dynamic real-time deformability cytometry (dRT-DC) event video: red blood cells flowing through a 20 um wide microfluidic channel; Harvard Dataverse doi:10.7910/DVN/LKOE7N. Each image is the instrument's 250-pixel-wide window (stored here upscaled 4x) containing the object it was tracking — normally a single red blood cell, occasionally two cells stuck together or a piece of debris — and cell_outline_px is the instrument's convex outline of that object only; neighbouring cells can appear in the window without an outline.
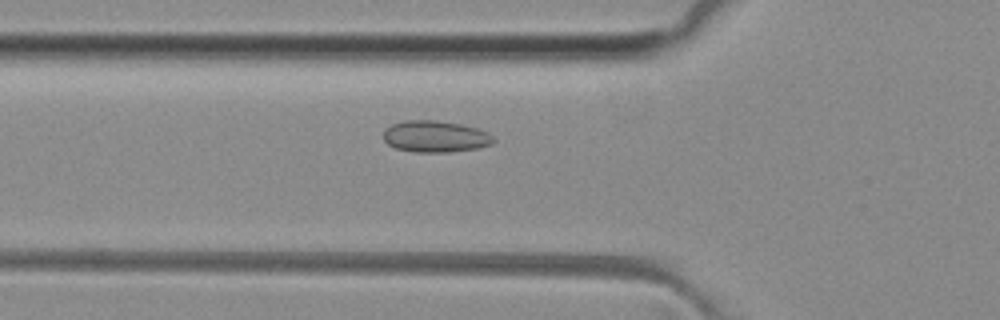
{"species": "common noctule bat (a hibernating species)", "species_latin": "Nyctalus noctula", "temperature_condition": "room temperature", "stored_images_in_passage": 43, "camera_frame_rate_fps": 3000, "um_per_image_px": 0.085, "animal": {"sex": "female", "body_mass_g": 29.2, "forearm_length_mm": 56.3}, "frame": {"image": 1, "passage_image": 10, "time_ms": 3.0, "image_size_px": [1000, 320], "cell_outline_px": [[496, 140], [492, 144], [476, 148], [448, 152], [416, 152], [396, 148], [388, 144], [384, 140], [384, 128], [392, 124], [404, 120], [436, 120], [460, 124], [476, 128], [488, 132]], "centroid_in_image_um": [36.99, 11.59], "position_along_channel_um": 88.8, "area_um2": 20.23}}
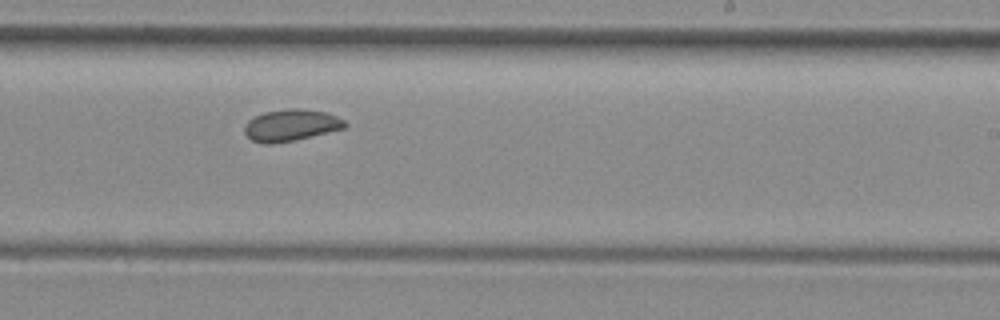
{"frame": {"image": 2, "passage_image": 23, "time_ms": 7.333, "image_size_px": [1000, 320], "cell_outline_px": [[348, 124], [344, 128], [296, 140], [272, 144], [264, 144], [252, 140], [244, 132], [244, 124], [248, 120], [264, 112], [288, 108], [300, 108], [324, 112], [336, 116], [344, 120]], "centroid_in_image_um": [24.71, 10.64], "position_along_channel_um": 264.3, "area_um2": 18.55}}
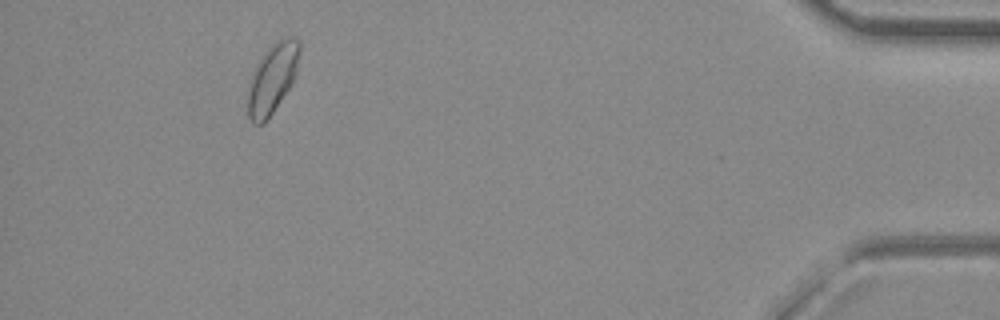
{"frame": {"image": 3, "passage_image": 39, "time_ms": 12.667, "image_size_px": [1000, 320], "cell_outline_px": [[300, 52], [296, 72], [292, 84], [264, 124], [252, 124], [248, 116], [248, 92], [252, 72], [256, 64], [264, 52], [280, 36], [292, 36], [300, 40]], "centroid_in_image_um": [23.16, 6.62], "position_along_channel_um": 412.0, "area_um2": 21.21}, "authors_computed_cell_mechanics": {"area_um2": 18.785, "velocity_mm_per_s": 4.0511, "shape_relaxation_time_tau1_ms": null, "shape_relaxation_time_tau2_ms": 0.9706, "deformation_change_tau1": null, "deformation_change_tau2": 0.052}}